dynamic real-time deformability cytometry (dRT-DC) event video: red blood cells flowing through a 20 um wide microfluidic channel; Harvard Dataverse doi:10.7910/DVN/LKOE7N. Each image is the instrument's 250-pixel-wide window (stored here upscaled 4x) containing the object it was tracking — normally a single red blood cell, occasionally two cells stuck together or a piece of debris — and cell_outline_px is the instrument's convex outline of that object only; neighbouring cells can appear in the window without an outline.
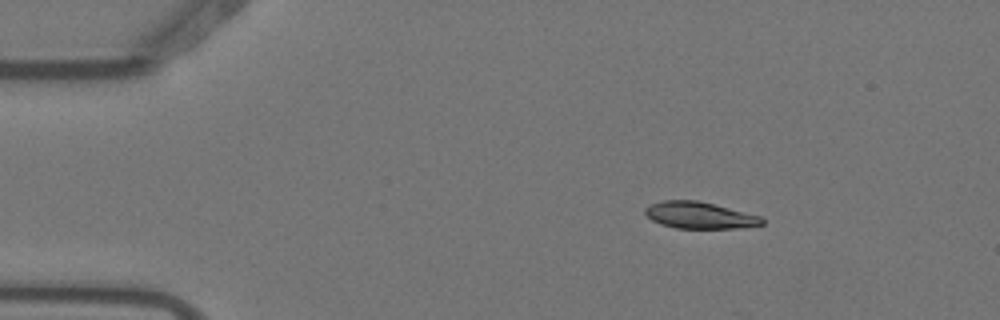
{"species": "Egyptian fruit bat (a non-hibernating species)", "species_latin": "Rousettus aegyptiacus", "temperature_condition": "warm", "stored_images_in_passage": 5, "camera_frame_rate_fps": 3000, "um_per_image_px": 0.085, "animal": {"sex": "female"}, "frame": {"image": 1, "passage_image": 3, "time_ms": 0.667, "image_size_px": [1000, 320], "cell_outline_px": [[764, 224], [740, 228], [676, 228], [660, 224], [652, 220], [644, 212], [644, 208], [652, 204], [664, 200], [696, 200], [760, 216], [764, 220]], "centroid_in_image_um": [59.44, 18.3], "position_along_channel_um": 25.6, "area_um2": 17.92}}